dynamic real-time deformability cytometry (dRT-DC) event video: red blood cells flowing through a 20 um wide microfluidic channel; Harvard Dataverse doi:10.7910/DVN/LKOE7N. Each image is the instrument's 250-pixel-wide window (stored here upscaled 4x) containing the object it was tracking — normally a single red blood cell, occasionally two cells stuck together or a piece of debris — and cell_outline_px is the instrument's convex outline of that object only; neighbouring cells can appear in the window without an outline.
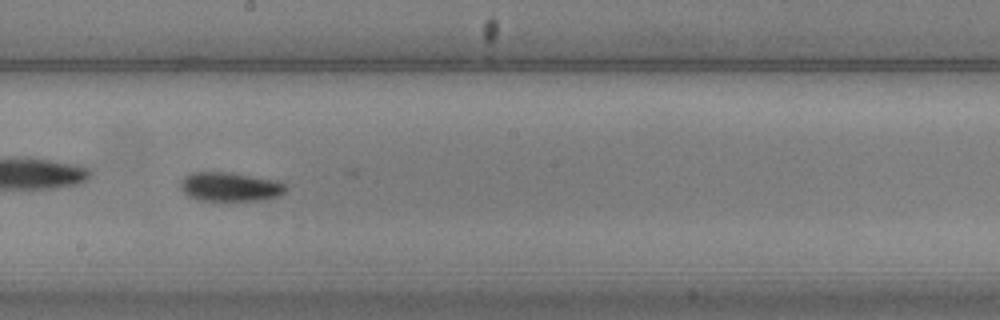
{"species": "common noctule bat (a hibernating species)", "species_latin": "Nyctalus noctula", "temperature_condition": "warm", "stored_images_in_passage": 41, "camera_frame_rate_fps": 3000, "um_per_image_px": 0.085, "animal": {"sex": "male", "body_mass_g": 20.5, "forearm_length_mm": 52.5}, "frame": {"image": 1, "passage_image": 15, "time_ms": 4.667, "image_size_px": [1000, 320], "cell_outline_px": [[288, 188], [280, 196], [264, 200], [200, 200], [188, 196], [180, 188], [180, 180], [184, 176], [192, 172], [228, 172], [276, 180], [284, 184]], "centroid_in_image_um": [19.55, 15.87], "position_along_channel_um": 228.7, "area_um2": 17.86}}